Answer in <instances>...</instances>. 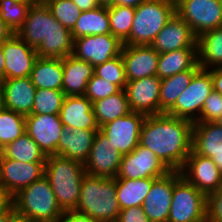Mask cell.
I'll list each match as a JSON object with an SVG mask.
<instances>
[{"label":"cell","instance_id":"1f68e13d","mask_svg":"<svg viewBox=\"0 0 222 222\" xmlns=\"http://www.w3.org/2000/svg\"><path fill=\"white\" fill-rule=\"evenodd\" d=\"M198 70H185L173 76L161 79L159 96V114L167 113L176 103Z\"/></svg>","mask_w":222,"mask_h":222},{"label":"cell","instance_id":"4dcf8cb0","mask_svg":"<svg viewBox=\"0 0 222 222\" xmlns=\"http://www.w3.org/2000/svg\"><path fill=\"white\" fill-rule=\"evenodd\" d=\"M71 34L73 39L90 35L111 34L108 7L99 6L93 10L81 12Z\"/></svg>","mask_w":222,"mask_h":222},{"label":"cell","instance_id":"5b68a950","mask_svg":"<svg viewBox=\"0 0 222 222\" xmlns=\"http://www.w3.org/2000/svg\"><path fill=\"white\" fill-rule=\"evenodd\" d=\"M13 207L17 214L35 222H62L64 216L45 175L15 194Z\"/></svg>","mask_w":222,"mask_h":222},{"label":"cell","instance_id":"6125c7cd","mask_svg":"<svg viewBox=\"0 0 222 222\" xmlns=\"http://www.w3.org/2000/svg\"><path fill=\"white\" fill-rule=\"evenodd\" d=\"M35 3L36 2H45V0H33Z\"/></svg>","mask_w":222,"mask_h":222},{"label":"cell","instance_id":"ac0fdd59","mask_svg":"<svg viewBox=\"0 0 222 222\" xmlns=\"http://www.w3.org/2000/svg\"><path fill=\"white\" fill-rule=\"evenodd\" d=\"M1 48L5 57L4 79L30 76L38 58L35 48L26 44L16 34L1 44Z\"/></svg>","mask_w":222,"mask_h":222},{"label":"cell","instance_id":"9a60e30c","mask_svg":"<svg viewBox=\"0 0 222 222\" xmlns=\"http://www.w3.org/2000/svg\"><path fill=\"white\" fill-rule=\"evenodd\" d=\"M122 156L116 148L111 147L110 139L98 130L89 156L83 164L86 174L115 178L119 172Z\"/></svg>","mask_w":222,"mask_h":222},{"label":"cell","instance_id":"d4e9b609","mask_svg":"<svg viewBox=\"0 0 222 222\" xmlns=\"http://www.w3.org/2000/svg\"><path fill=\"white\" fill-rule=\"evenodd\" d=\"M63 86L65 96H84L88 81L94 75V67L72 54L62 58Z\"/></svg>","mask_w":222,"mask_h":222},{"label":"cell","instance_id":"94428289","mask_svg":"<svg viewBox=\"0 0 222 222\" xmlns=\"http://www.w3.org/2000/svg\"><path fill=\"white\" fill-rule=\"evenodd\" d=\"M14 1H20V2H34L33 0H14Z\"/></svg>","mask_w":222,"mask_h":222},{"label":"cell","instance_id":"83f0119b","mask_svg":"<svg viewBox=\"0 0 222 222\" xmlns=\"http://www.w3.org/2000/svg\"><path fill=\"white\" fill-rule=\"evenodd\" d=\"M197 49H179L159 54L157 77L163 79L185 70H199Z\"/></svg>","mask_w":222,"mask_h":222},{"label":"cell","instance_id":"681fc988","mask_svg":"<svg viewBox=\"0 0 222 222\" xmlns=\"http://www.w3.org/2000/svg\"><path fill=\"white\" fill-rule=\"evenodd\" d=\"M14 32L0 19V45L7 41Z\"/></svg>","mask_w":222,"mask_h":222},{"label":"cell","instance_id":"d590c367","mask_svg":"<svg viewBox=\"0 0 222 222\" xmlns=\"http://www.w3.org/2000/svg\"><path fill=\"white\" fill-rule=\"evenodd\" d=\"M111 34L122 43L129 37L135 16V8L121 5L108 7Z\"/></svg>","mask_w":222,"mask_h":222},{"label":"cell","instance_id":"ba28073f","mask_svg":"<svg viewBox=\"0 0 222 222\" xmlns=\"http://www.w3.org/2000/svg\"><path fill=\"white\" fill-rule=\"evenodd\" d=\"M213 90L210 71L200 68L194 74L190 85L179 95L175 105L166 114L196 122L204 101Z\"/></svg>","mask_w":222,"mask_h":222},{"label":"cell","instance_id":"ee69618b","mask_svg":"<svg viewBox=\"0 0 222 222\" xmlns=\"http://www.w3.org/2000/svg\"><path fill=\"white\" fill-rule=\"evenodd\" d=\"M116 222H150V220L142 206H135L121 210Z\"/></svg>","mask_w":222,"mask_h":222},{"label":"cell","instance_id":"c3c4849f","mask_svg":"<svg viewBox=\"0 0 222 222\" xmlns=\"http://www.w3.org/2000/svg\"><path fill=\"white\" fill-rule=\"evenodd\" d=\"M72 1L79 7V9L82 12L93 10L100 6L98 0H72Z\"/></svg>","mask_w":222,"mask_h":222},{"label":"cell","instance_id":"f546056e","mask_svg":"<svg viewBox=\"0 0 222 222\" xmlns=\"http://www.w3.org/2000/svg\"><path fill=\"white\" fill-rule=\"evenodd\" d=\"M116 179V197L121 210L142 206L156 178Z\"/></svg>","mask_w":222,"mask_h":222},{"label":"cell","instance_id":"2e32d148","mask_svg":"<svg viewBox=\"0 0 222 222\" xmlns=\"http://www.w3.org/2000/svg\"><path fill=\"white\" fill-rule=\"evenodd\" d=\"M182 176L199 191L208 196L222 187V172L215 162L193 150L180 170Z\"/></svg>","mask_w":222,"mask_h":222},{"label":"cell","instance_id":"8fae6325","mask_svg":"<svg viewBox=\"0 0 222 222\" xmlns=\"http://www.w3.org/2000/svg\"><path fill=\"white\" fill-rule=\"evenodd\" d=\"M123 43L112 34L90 35L73 39L72 55L93 67L121 54Z\"/></svg>","mask_w":222,"mask_h":222},{"label":"cell","instance_id":"e575fe53","mask_svg":"<svg viewBox=\"0 0 222 222\" xmlns=\"http://www.w3.org/2000/svg\"><path fill=\"white\" fill-rule=\"evenodd\" d=\"M25 118L9 109L0 110V151L25 133Z\"/></svg>","mask_w":222,"mask_h":222},{"label":"cell","instance_id":"bcb514c9","mask_svg":"<svg viewBox=\"0 0 222 222\" xmlns=\"http://www.w3.org/2000/svg\"><path fill=\"white\" fill-rule=\"evenodd\" d=\"M62 222H95L88 215L76 211L64 212Z\"/></svg>","mask_w":222,"mask_h":222},{"label":"cell","instance_id":"3957f363","mask_svg":"<svg viewBox=\"0 0 222 222\" xmlns=\"http://www.w3.org/2000/svg\"><path fill=\"white\" fill-rule=\"evenodd\" d=\"M76 212L95 222H116L121 211L116 197V179L85 174Z\"/></svg>","mask_w":222,"mask_h":222},{"label":"cell","instance_id":"484cf974","mask_svg":"<svg viewBox=\"0 0 222 222\" xmlns=\"http://www.w3.org/2000/svg\"><path fill=\"white\" fill-rule=\"evenodd\" d=\"M192 150L208 158L222 153V127L216 122H194Z\"/></svg>","mask_w":222,"mask_h":222},{"label":"cell","instance_id":"8992f818","mask_svg":"<svg viewBox=\"0 0 222 222\" xmlns=\"http://www.w3.org/2000/svg\"><path fill=\"white\" fill-rule=\"evenodd\" d=\"M175 13L169 0H146L135 8L129 37L123 45H151Z\"/></svg>","mask_w":222,"mask_h":222},{"label":"cell","instance_id":"9c48e42d","mask_svg":"<svg viewBox=\"0 0 222 222\" xmlns=\"http://www.w3.org/2000/svg\"><path fill=\"white\" fill-rule=\"evenodd\" d=\"M175 12L191 27L196 37L222 26L220 0H183Z\"/></svg>","mask_w":222,"mask_h":222},{"label":"cell","instance_id":"7c38bea8","mask_svg":"<svg viewBox=\"0 0 222 222\" xmlns=\"http://www.w3.org/2000/svg\"><path fill=\"white\" fill-rule=\"evenodd\" d=\"M146 115L130 112L102 125L99 130L110 139V145L122 155L133 151L139 144L140 131Z\"/></svg>","mask_w":222,"mask_h":222},{"label":"cell","instance_id":"7a4b0ae2","mask_svg":"<svg viewBox=\"0 0 222 222\" xmlns=\"http://www.w3.org/2000/svg\"><path fill=\"white\" fill-rule=\"evenodd\" d=\"M16 35L35 48L38 57L64 58L72 54L71 30L60 24L45 2L33 3Z\"/></svg>","mask_w":222,"mask_h":222},{"label":"cell","instance_id":"680465c9","mask_svg":"<svg viewBox=\"0 0 222 222\" xmlns=\"http://www.w3.org/2000/svg\"><path fill=\"white\" fill-rule=\"evenodd\" d=\"M174 6H176L177 4H179L181 1L183 0H169Z\"/></svg>","mask_w":222,"mask_h":222},{"label":"cell","instance_id":"ffe728a7","mask_svg":"<svg viewBox=\"0 0 222 222\" xmlns=\"http://www.w3.org/2000/svg\"><path fill=\"white\" fill-rule=\"evenodd\" d=\"M151 46L159 54L179 49H197V37L191 27L175 12Z\"/></svg>","mask_w":222,"mask_h":222},{"label":"cell","instance_id":"9f6ffc18","mask_svg":"<svg viewBox=\"0 0 222 222\" xmlns=\"http://www.w3.org/2000/svg\"><path fill=\"white\" fill-rule=\"evenodd\" d=\"M4 86H3V80H0V110L4 109Z\"/></svg>","mask_w":222,"mask_h":222},{"label":"cell","instance_id":"7dc6e473","mask_svg":"<svg viewBox=\"0 0 222 222\" xmlns=\"http://www.w3.org/2000/svg\"><path fill=\"white\" fill-rule=\"evenodd\" d=\"M213 80L214 91L222 95V68L209 69Z\"/></svg>","mask_w":222,"mask_h":222},{"label":"cell","instance_id":"603a6c76","mask_svg":"<svg viewBox=\"0 0 222 222\" xmlns=\"http://www.w3.org/2000/svg\"><path fill=\"white\" fill-rule=\"evenodd\" d=\"M4 107L22 115L32 114L36 87L30 76L4 79Z\"/></svg>","mask_w":222,"mask_h":222},{"label":"cell","instance_id":"e0dca14e","mask_svg":"<svg viewBox=\"0 0 222 222\" xmlns=\"http://www.w3.org/2000/svg\"><path fill=\"white\" fill-rule=\"evenodd\" d=\"M63 131L60 115L29 114L25 118V132L48 155H57V147Z\"/></svg>","mask_w":222,"mask_h":222},{"label":"cell","instance_id":"4fadbf2b","mask_svg":"<svg viewBox=\"0 0 222 222\" xmlns=\"http://www.w3.org/2000/svg\"><path fill=\"white\" fill-rule=\"evenodd\" d=\"M45 162L26 163L7 158L0 151V185L12 196L44 175Z\"/></svg>","mask_w":222,"mask_h":222},{"label":"cell","instance_id":"91938a15","mask_svg":"<svg viewBox=\"0 0 222 222\" xmlns=\"http://www.w3.org/2000/svg\"><path fill=\"white\" fill-rule=\"evenodd\" d=\"M216 123L222 127V114L221 116L219 117V119L216 121Z\"/></svg>","mask_w":222,"mask_h":222},{"label":"cell","instance_id":"f5cc1de1","mask_svg":"<svg viewBox=\"0 0 222 222\" xmlns=\"http://www.w3.org/2000/svg\"><path fill=\"white\" fill-rule=\"evenodd\" d=\"M5 57L0 45V80H4Z\"/></svg>","mask_w":222,"mask_h":222},{"label":"cell","instance_id":"836d02e7","mask_svg":"<svg viewBox=\"0 0 222 222\" xmlns=\"http://www.w3.org/2000/svg\"><path fill=\"white\" fill-rule=\"evenodd\" d=\"M1 152L9 159L26 163L46 162V154L25 132L21 137L5 146Z\"/></svg>","mask_w":222,"mask_h":222},{"label":"cell","instance_id":"44dd1931","mask_svg":"<svg viewBox=\"0 0 222 222\" xmlns=\"http://www.w3.org/2000/svg\"><path fill=\"white\" fill-rule=\"evenodd\" d=\"M121 56L127 81L157 76L159 53L151 45H123Z\"/></svg>","mask_w":222,"mask_h":222},{"label":"cell","instance_id":"816d5d0a","mask_svg":"<svg viewBox=\"0 0 222 222\" xmlns=\"http://www.w3.org/2000/svg\"><path fill=\"white\" fill-rule=\"evenodd\" d=\"M8 222H35L30 218L17 214L16 212L9 218Z\"/></svg>","mask_w":222,"mask_h":222},{"label":"cell","instance_id":"f1b7e54d","mask_svg":"<svg viewBox=\"0 0 222 222\" xmlns=\"http://www.w3.org/2000/svg\"><path fill=\"white\" fill-rule=\"evenodd\" d=\"M197 54L201 69L222 68V26L197 37Z\"/></svg>","mask_w":222,"mask_h":222},{"label":"cell","instance_id":"d6986e66","mask_svg":"<svg viewBox=\"0 0 222 222\" xmlns=\"http://www.w3.org/2000/svg\"><path fill=\"white\" fill-rule=\"evenodd\" d=\"M160 85L161 79L157 76L128 81L124 90L131 112L158 115Z\"/></svg>","mask_w":222,"mask_h":222},{"label":"cell","instance_id":"f907efd6","mask_svg":"<svg viewBox=\"0 0 222 222\" xmlns=\"http://www.w3.org/2000/svg\"><path fill=\"white\" fill-rule=\"evenodd\" d=\"M143 1L146 0H116L115 4L136 8Z\"/></svg>","mask_w":222,"mask_h":222},{"label":"cell","instance_id":"ab89813d","mask_svg":"<svg viewBox=\"0 0 222 222\" xmlns=\"http://www.w3.org/2000/svg\"><path fill=\"white\" fill-rule=\"evenodd\" d=\"M94 75L118 85L121 89H124L128 82L121 54L95 66Z\"/></svg>","mask_w":222,"mask_h":222},{"label":"cell","instance_id":"60d3db41","mask_svg":"<svg viewBox=\"0 0 222 222\" xmlns=\"http://www.w3.org/2000/svg\"><path fill=\"white\" fill-rule=\"evenodd\" d=\"M121 88L107 80L93 75L88 81L85 96L93 103L119 92Z\"/></svg>","mask_w":222,"mask_h":222},{"label":"cell","instance_id":"74e56055","mask_svg":"<svg viewBox=\"0 0 222 222\" xmlns=\"http://www.w3.org/2000/svg\"><path fill=\"white\" fill-rule=\"evenodd\" d=\"M64 92L52 89H36L32 114L59 115Z\"/></svg>","mask_w":222,"mask_h":222},{"label":"cell","instance_id":"30bf717a","mask_svg":"<svg viewBox=\"0 0 222 222\" xmlns=\"http://www.w3.org/2000/svg\"><path fill=\"white\" fill-rule=\"evenodd\" d=\"M170 171L155 153L138 144L133 151L122 156L119 172L115 178H159Z\"/></svg>","mask_w":222,"mask_h":222},{"label":"cell","instance_id":"f35d334b","mask_svg":"<svg viewBox=\"0 0 222 222\" xmlns=\"http://www.w3.org/2000/svg\"><path fill=\"white\" fill-rule=\"evenodd\" d=\"M53 17L64 27L72 30L81 14V10L72 0H45Z\"/></svg>","mask_w":222,"mask_h":222},{"label":"cell","instance_id":"4316f807","mask_svg":"<svg viewBox=\"0 0 222 222\" xmlns=\"http://www.w3.org/2000/svg\"><path fill=\"white\" fill-rule=\"evenodd\" d=\"M30 78L36 89H52L62 91V59L38 57L34 63Z\"/></svg>","mask_w":222,"mask_h":222},{"label":"cell","instance_id":"f6af8a7d","mask_svg":"<svg viewBox=\"0 0 222 222\" xmlns=\"http://www.w3.org/2000/svg\"><path fill=\"white\" fill-rule=\"evenodd\" d=\"M13 206V196L0 185V214L6 213Z\"/></svg>","mask_w":222,"mask_h":222},{"label":"cell","instance_id":"db71d44e","mask_svg":"<svg viewBox=\"0 0 222 222\" xmlns=\"http://www.w3.org/2000/svg\"><path fill=\"white\" fill-rule=\"evenodd\" d=\"M15 213L14 207L12 206L6 213L0 214V222H8L9 218Z\"/></svg>","mask_w":222,"mask_h":222},{"label":"cell","instance_id":"6da1fadb","mask_svg":"<svg viewBox=\"0 0 222 222\" xmlns=\"http://www.w3.org/2000/svg\"><path fill=\"white\" fill-rule=\"evenodd\" d=\"M193 122L166 113L146 115L139 144L150 149L171 170L180 171L192 151Z\"/></svg>","mask_w":222,"mask_h":222},{"label":"cell","instance_id":"cb8c5ba5","mask_svg":"<svg viewBox=\"0 0 222 222\" xmlns=\"http://www.w3.org/2000/svg\"><path fill=\"white\" fill-rule=\"evenodd\" d=\"M98 130L71 129L63 126L57 147V155L85 163Z\"/></svg>","mask_w":222,"mask_h":222},{"label":"cell","instance_id":"8d00e7d4","mask_svg":"<svg viewBox=\"0 0 222 222\" xmlns=\"http://www.w3.org/2000/svg\"><path fill=\"white\" fill-rule=\"evenodd\" d=\"M35 2L0 0V19L16 34L26 19L30 6Z\"/></svg>","mask_w":222,"mask_h":222},{"label":"cell","instance_id":"d6a6232c","mask_svg":"<svg viewBox=\"0 0 222 222\" xmlns=\"http://www.w3.org/2000/svg\"><path fill=\"white\" fill-rule=\"evenodd\" d=\"M95 120L100 128L102 125L123 117L131 112L124 89L107 98L93 102Z\"/></svg>","mask_w":222,"mask_h":222},{"label":"cell","instance_id":"277c9868","mask_svg":"<svg viewBox=\"0 0 222 222\" xmlns=\"http://www.w3.org/2000/svg\"><path fill=\"white\" fill-rule=\"evenodd\" d=\"M85 174L84 165L80 161L59 155L46 157L44 175L64 212L75 210L80 197L82 178Z\"/></svg>","mask_w":222,"mask_h":222},{"label":"cell","instance_id":"b9f144b4","mask_svg":"<svg viewBox=\"0 0 222 222\" xmlns=\"http://www.w3.org/2000/svg\"><path fill=\"white\" fill-rule=\"evenodd\" d=\"M222 114V95L212 91L206 98L196 122H216Z\"/></svg>","mask_w":222,"mask_h":222},{"label":"cell","instance_id":"11a10c76","mask_svg":"<svg viewBox=\"0 0 222 222\" xmlns=\"http://www.w3.org/2000/svg\"><path fill=\"white\" fill-rule=\"evenodd\" d=\"M211 159L215 162L219 170L222 172V153L215 154Z\"/></svg>","mask_w":222,"mask_h":222},{"label":"cell","instance_id":"5bb4252c","mask_svg":"<svg viewBox=\"0 0 222 222\" xmlns=\"http://www.w3.org/2000/svg\"><path fill=\"white\" fill-rule=\"evenodd\" d=\"M181 177L180 171H170L166 175L154 180L151 190L142 204V208L150 222H167L174 184Z\"/></svg>","mask_w":222,"mask_h":222},{"label":"cell","instance_id":"6f0895ef","mask_svg":"<svg viewBox=\"0 0 222 222\" xmlns=\"http://www.w3.org/2000/svg\"><path fill=\"white\" fill-rule=\"evenodd\" d=\"M116 0H98L100 6L109 7L115 5Z\"/></svg>","mask_w":222,"mask_h":222},{"label":"cell","instance_id":"52a82bcc","mask_svg":"<svg viewBox=\"0 0 222 222\" xmlns=\"http://www.w3.org/2000/svg\"><path fill=\"white\" fill-rule=\"evenodd\" d=\"M167 222H207V196L183 176L174 184Z\"/></svg>","mask_w":222,"mask_h":222},{"label":"cell","instance_id":"7bdbcfd3","mask_svg":"<svg viewBox=\"0 0 222 222\" xmlns=\"http://www.w3.org/2000/svg\"><path fill=\"white\" fill-rule=\"evenodd\" d=\"M207 222H222V187L207 196Z\"/></svg>","mask_w":222,"mask_h":222},{"label":"cell","instance_id":"7402d4cb","mask_svg":"<svg viewBox=\"0 0 222 222\" xmlns=\"http://www.w3.org/2000/svg\"><path fill=\"white\" fill-rule=\"evenodd\" d=\"M63 126L71 129L99 130L93 103L84 96H65L60 110Z\"/></svg>","mask_w":222,"mask_h":222}]
</instances>
